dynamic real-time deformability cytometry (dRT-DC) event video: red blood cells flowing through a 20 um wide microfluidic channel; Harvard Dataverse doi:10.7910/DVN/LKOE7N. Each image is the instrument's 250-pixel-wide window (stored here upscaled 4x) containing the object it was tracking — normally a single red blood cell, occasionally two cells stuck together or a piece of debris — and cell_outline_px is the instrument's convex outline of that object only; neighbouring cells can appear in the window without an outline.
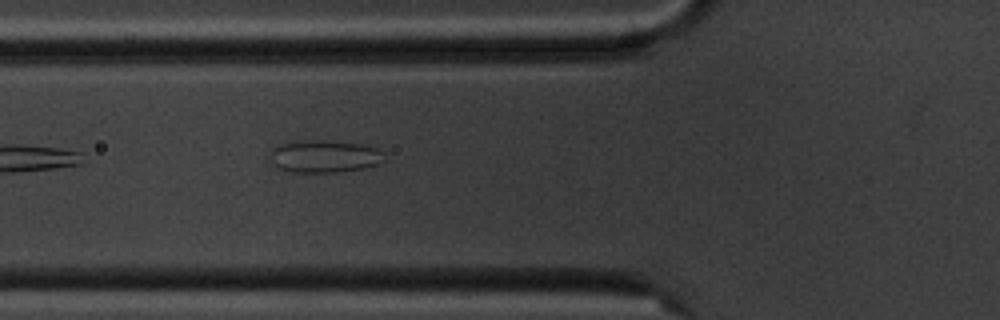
{"species": "common noctule bat (a hibernating species)", "species_latin": "Nyctalus noctula", "temperature_condition": "cold", "stored_images_in_passage": 5, "camera_frame_rate_fps": 3000, "um_per_image_px": 0.085, "animal": {"sex": "male", "body_mass_g": 20.1, "forearm_length_mm": 53.5}, "frame": {"image": 1, "passage_image": 5, "time_ms": 4.667, "image_size_px": [1000, 320], "cell_outline_px": [[384, 160], [376, 164], [364, 168], [336, 172], [292, 172], [276, 168], [272, 160], [272, 148], [276, 144], [300, 140], [324, 140], [360, 144], [380, 148], [384, 152]], "centroid_in_image_um": [27.57, 13.28], "position_along_channel_um": 98.2, "area_um2": 21.73}}